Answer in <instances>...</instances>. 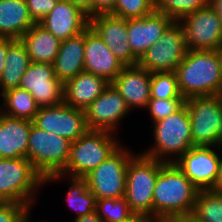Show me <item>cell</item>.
Returning a JSON list of instances; mask_svg holds the SVG:
<instances>
[{
    "instance_id": "cell-20",
    "label": "cell",
    "mask_w": 222,
    "mask_h": 222,
    "mask_svg": "<svg viewBox=\"0 0 222 222\" xmlns=\"http://www.w3.org/2000/svg\"><path fill=\"white\" fill-rule=\"evenodd\" d=\"M130 110L145 109L151 98V72L140 67L125 66L111 82Z\"/></svg>"
},
{
    "instance_id": "cell-9",
    "label": "cell",
    "mask_w": 222,
    "mask_h": 222,
    "mask_svg": "<svg viewBox=\"0 0 222 222\" xmlns=\"http://www.w3.org/2000/svg\"><path fill=\"white\" fill-rule=\"evenodd\" d=\"M134 152L120 146L97 168L85 176L89 190L97 199L125 196L127 165Z\"/></svg>"
},
{
    "instance_id": "cell-14",
    "label": "cell",
    "mask_w": 222,
    "mask_h": 222,
    "mask_svg": "<svg viewBox=\"0 0 222 222\" xmlns=\"http://www.w3.org/2000/svg\"><path fill=\"white\" fill-rule=\"evenodd\" d=\"M19 88L30 92L39 107L63 102L64 84L55 75L51 63L31 62L21 78Z\"/></svg>"
},
{
    "instance_id": "cell-4",
    "label": "cell",
    "mask_w": 222,
    "mask_h": 222,
    "mask_svg": "<svg viewBox=\"0 0 222 222\" xmlns=\"http://www.w3.org/2000/svg\"><path fill=\"white\" fill-rule=\"evenodd\" d=\"M115 135L108 131L88 129L71 143L68 162L61 174L74 177L87 176L123 145Z\"/></svg>"
},
{
    "instance_id": "cell-21",
    "label": "cell",
    "mask_w": 222,
    "mask_h": 222,
    "mask_svg": "<svg viewBox=\"0 0 222 222\" xmlns=\"http://www.w3.org/2000/svg\"><path fill=\"white\" fill-rule=\"evenodd\" d=\"M32 123L0 112V158H26Z\"/></svg>"
},
{
    "instance_id": "cell-6",
    "label": "cell",
    "mask_w": 222,
    "mask_h": 222,
    "mask_svg": "<svg viewBox=\"0 0 222 222\" xmlns=\"http://www.w3.org/2000/svg\"><path fill=\"white\" fill-rule=\"evenodd\" d=\"M165 162L142 153L130 158L126 172L125 199L133 213L153 216V192Z\"/></svg>"
},
{
    "instance_id": "cell-36",
    "label": "cell",
    "mask_w": 222,
    "mask_h": 222,
    "mask_svg": "<svg viewBox=\"0 0 222 222\" xmlns=\"http://www.w3.org/2000/svg\"><path fill=\"white\" fill-rule=\"evenodd\" d=\"M25 207L24 204L0 201V222H22Z\"/></svg>"
},
{
    "instance_id": "cell-32",
    "label": "cell",
    "mask_w": 222,
    "mask_h": 222,
    "mask_svg": "<svg viewBox=\"0 0 222 222\" xmlns=\"http://www.w3.org/2000/svg\"><path fill=\"white\" fill-rule=\"evenodd\" d=\"M150 92L156 99L183 98L175 72H152Z\"/></svg>"
},
{
    "instance_id": "cell-47",
    "label": "cell",
    "mask_w": 222,
    "mask_h": 222,
    "mask_svg": "<svg viewBox=\"0 0 222 222\" xmlns=\"http://www.w3.org/2000/svg\"><path fill=\"white\" fill-rule=\"evenodd\" d=\"M157 222H172V218L166 220H158Z\"/></svg>"
},
{
    "instance_id": "cell-41",
    "label": "cell",
    "mask_w": 222,
    "mask_h": 222,
    "mask_svg": "<svg viewBox=\"0 0 222 222\" xmlns=\"http://www.w3.org/2000/svg\"><path fill=\"white\" fill-rule=\"evenodd\" d=\"M208 5L217 13L222 22V0H209Z\"/></svg>"
},
{
    "instance_id": "cell-11",
    "label": "cell",
    "mask_w": 222,
    "mask_h": 222,
    "mask_svg": "<svg viewBox=\"0 0 222 222\" xmlns=\"http://www.w3.org/2000/svg\"><path fill=\"white\" fill-rule=\"evenodd\" d=\"M178 22L184 29L188 50H222V22L209 5Z\"/></svg>"
},
{
    "instance_id": "cell-27",
    "label": "cell",
    "mask_w": 222,
    "mask_h": 222,
    "mask_svg": "<svg viewBox=\"0 0 222 222\" xmlns=\"http://www.w3.org/2000/svg\"><path fill=\"white\" fill-rule=\"evenodd\" d=\"M68 178L70 184L69 190L66 193V202L71 209L77 214L74 218L88 215L96 211L97 198L89 190L88 183L85 177H74L55 173L44 178V186L47 183L58 181L62 178Z\"/></svg>"
},
{
    "instance_id": "cell-18",
    "label": "cell",
    "mask_w": 222,
    "mask_h": 222,
    "mask_svg": "<svg viewBox=\"0 0 222 222\" xmlns=\"http://www.w3.org/2000/svg\"><path fill=\"white\" fill-rule=\"evenodd\" d=\"M173 22L172 18L155 10L142 18L127 19V39L132 53L140 59Z\"/></svg>"
},
{
    "instance_id": "cell-7",
    "label": "cell",
    "mask_w": 222,
    "mask_h": 222,
    "mask_svg": "<svg viewBox=\"0 0 222 222\" xmlns=\"http://www.w3.org/2000/svg\"><path fill=\"white\" fill-rule=\"evenodd\" d=\"M71 143L32 123L26 158L43 178L61 173L67 165Z\"/></svg>"
},
{
    "instance_id": "cell-29",
    "label": "cell",
    "mask_w": 222,
    "mask_h": 222,
    "mask_svg": "<svg viewBox=\"0 0 222 222\" xmlns=\"http://www.w3.org/2000/svg\"><path fill=\"white\" fill-rule=\"evenodd\" d=\"M191 218L195 222H222V194L199 190Z\"/></svg>"
},
{
    "instance_id": "cell-43",
    "label": "cell",
    "mask_w": 222,
    "mask_h": 222,
    "mask_svg": "<svg viewBox=\"0 0 222 222\" xmlns=\"http://www.w3.org/2000/svg\"><path fill=\"white\" fill-rule=\"evenodd\" d=\"M73 4L80 6L83 10H87L93 3V0H67Z\"/></svg>"
},
{
    "instance_id": "cell-22",
    "label": "cell",
    "mask_w": 222,
    "mask_h": 222,
    "mask_svg": "<svg viewBox=\"0 0 222 222\" xmlns=\"http://www.w3.org/2000/svg\"><path fill=\"white\" fill-rule=\"evenodd\" d=\"M109 85L104 78L83 71L67 80L63 88V101L71 107L85 110Z\"/></svg>"
},
{
    "instance_id": "cell-38",
    "label": "cell",
    "mask_w": 222,
    "mask_h": 222,
    "mask_svg": "<svg viewBox=\"0 0 222 222\" xmlns=\"http://www.w3.org/2000/svg\"><path fill=\"white\" fill-rule=\"evenodd\" d=\"M8 51V38H0V78L4 71L6 54Z\"/></svg>"
},
{
    "instance_id": "cell-35",
    "label": "cell",
    "mask_w": 222,
    "mask_h": 222,
    "mask_svg": "<svg viewBox=\"0 0 222 222\" xmlns=\"http://www.w3.org/2000/svg\"><path fill=\"white\" fill-rule=\"evenodd\" d=\"M59 0H26L29 16L39 23L58 3Z\"/></svg>"
},
{
    "instance_id": "cell-31",
    "label": "cell",
    "mask_w": 222,
    "mask_h": 222,
    "mask_svg": "<svg viewBox=\"0 0 222 222\" xmlns=\"http://www.w3.org/2000/svg\"><path fill=\"white\" fill-rule=\"evenodd\" d=\"M96 212L103 222H123L134 214L125 197L97 199Z\"/></svg>"
},
{
    "instance_id": "cell-23",
    "label": "cell",
    "mask_w": 222,
    "mask_h": 222,
    "mask_svg": "<svg viewBox=\"0 0 222 222\" xmlns=\"http://www.w3.org/2000/svg\"><path fill=\"white\" fill-rule=\"evenodd\" d=\"M84 49L85 31L61 41L53 67L63 84L84 71Z\"/></svg>"
},
{
    "instance_id": "cell-25",
    "label": "cell",
    "mask_w": 222,
    "mask_h": 222,
    "mask_svg": "<svg viewBox=\"0 0 222 222\" xmlns=\"http://www.w3.org/2000/svg\"><path fill=\"white\" fill-rule=\"evenodd\" d=\"M20 40L25 45L31 62L53 64L61 41L39 23H35Z\"/></svg>"
},
{
    "instance_id": "cell-19",
    "label": "cell",
    "mask_w": 222,
    "mask_h": 222,
    "mask_svg": "<svg viewBox=\"0 0 222 222\" xmlns=\"http://www.w3.org/2000/svg\"><path fill=\"white\" fill-rule=\"evenodd\" d=\"M125 66L89 26L85 30L84 71L111 83Z\"/></svg>"
},
{
    "instance_id": "cell-40",
    "label": "cell",
    "mask_w": 222,
    "mask_h": 222,
    "mask_svg": "<svg viewBox=\"0 0 222 222\" xmlns=\"http://www.w3.org/2000/svg\"><path fill=\"white\" fill-rule=\"evenodd\" d=\"M73 222H103L102 219L98 216L97 212L94 211L88 215L74 218Z\"/></svg>"
},
{
    "instance_id": "cell-16",
    "label": "cell",
    "mask_w": 222,
    "mask_h": 222,
    "mask_svg": "<svg viewBox=\"0 0 222 222\" xmlns=\"http://www.w3.org/2000/svg\"><path fill=\"white\" fill-rule=\"evenodd\" d=\"M90 27L124 66L138 65L139 59L132 53L127 39V19L100 14L90 18Z\"/></svg>"
},
{
    "instance_id": "cell-45",
    "label": "cell",
    "mask_w": 222,
    "mask_h": 222,
    "mask_svg": "<svg viewBox=\"0 0 222 222\" xmlns=\"http://www.w3.org/2000/svg\"><path fill=\"white\" fill-rule=\"evenodd\" d=\"M172 222H195L191 217L172 218Z\"/></svg>"
},
{
    "instance_id": "cell-37",
    "label": "cell",
    "mask_w": 222,
    "mask_h": 222,
    "mask_svg": "<svg viewBox=\"0 0 222 222\" xmlns=\"http://www.w3.org/2000/svg\"><path fill=\"white\" fill-rule=\"evenodd\" d=\"M116 0H93L92 5L86 10L89 18L100 14H111L115 8Z\"/></svg>"
},
{
    "instance_id": "cell-26",
    "label": "cell",
    "mask_w": 222,
    "mask_h": 222,
    "mask_svg": "<svg viewBox=\"0 0 222 222\" xmlns=\"http://www.w3.org/2000/svg\"><path fill=\"white\" fill-rule=\"evenodd\" d=\"M31 61L25 45L20 39L8 38V51L4 71L0 78V95L8 90L18 88L23 74Z\"/></svg>"
},
{
    "instance_id": "cell-17",
    "label": "cell",
    "mask_w": 222,
    "mask_h": 222,
    "mask_svg": "<svg viewBox=\"0 0 222 222\" xmlns=\"http://www.w3.org/2000/svg\"><path fill=\"white\" fill-rule=\"evenodd\" d=\"M39 24L63 41L84 32L90 26V18L80 6L59 0Z\"/></svg>"
},
{
    "instance_id": "cell-13",
    "label": "cell",
    "mask_w": 222,
    "mask_h": 222,
    "mask_svg": "<svg viewBox=\"0 0 222 222\" xmlns=\"http://www.w3.org/2000/svg\"><path fill=\"white\" fill-rule=\"evenodd\" d=\"M216 146H193L174 164L199 189H211L217 179L221 156Z\"/></svg>"
},
{
    "instance_id": "cell-24",
    "label": "cell",
    "mask_w": 222,
    "mask_h": 222,
    "mask_svg": "<svg viewBox=\"0 0 222 222\" xmlns=\"http://www.w3.org/2000/svg\"><path fill=\"white\" fill-rule=\"evenodd\" d=\"M34 24L26 0H0V38L20 39Z\"/></svg>"
},
{
    "instance_id": "cell-42",
    "label": "cell",
    "mask_w": 222,
    "mask_h": 222,
    "mask_svg": "<svg viewBox=\"0 0 222 222\" xmlns=\"http://www.w3.org/2000/svg\"><path fill=\"white\" fill-rule=\"evenodd\" d=\"M214 192L222 194V163L220 165L219 173L214 186L211 188Z\"/></svg>"
},
{
    "instance_id": "cell-1",
    "label": "cell",
    "mask_w": 222,
    "mask_h": 222,
    "mask_svg": "<svg viewBox=\"0 0 222 222\" xmlns=\"http://www.w3.org/2000/svg\"><path fill=\"white\" fill-rule=\"evenodd\" d=\"M175 73L185 100L222 95V50H188Z\"/></svg>"
},
{
    "instance_id": "cell-10",
    "label": "cell",
    "mask_w": 222,
    "mask_h": 222,
    "mask_svg": "<svg viewBox=\"0 0 222 222\" xmlns=\"http://www.w3.org/2000/svg\"><path fill=\"white\" fill-rule=\"evenodd\" d=\"M188 49L181 24L174 21L161 38L139 59L138 65L149 72H175Z\"/></svg>"
},
{
    "instance_id": "cell-5",
    "label": "cell",
    "mask_w": 222,
    "mask_h": 222,
    "mask_svg": "<svg viewBox=\"0 0 222 222\" xmlns=\"http://www.w3.org/2000/svg\"><path fill=\"white\" fill-rule=\"evenodd\" d=\"M44 178L27 158H0V201L36 203Z\"/></svg>"
},
{
    "instance_id": "cell-28",
    "label": "cell",
    "mask_w": 222,
    "mask_h": 222,
    "mask_svg": "<svg viewBox=\"0 0 222 222\" xmlns=\"http://www.w3.org/2000/svg\"><path fill=\"white\" fill-rule=\"evenodd\" d=\"M0 112L12 118L26 119L33 121L38 112L39 106L32 94L21 88H14L3 92L0 95Z\"/></svg>"
},
{
    "instance_id": "cell-30",
    "label": "cell",
    "mask_w": 222,
    "mask_h": 222,
    "mask_svg": "<svg viewBox=\"0 0 222 222\" xmlns=\"http://www.w3.org/2000/svg\"><path fill=\"white\" fill-rule=\"evenodd\" d=\"M209 0H155V11L163 13L174 21H180L192 12L204 8Z\"/></svg>"
},
{
    "instance_id": "cell-12",
    "label": "cell",
    "mask_w": 222,
    "mask_h": 222,
    "mask_svg": "<svg viewBox=\"0 0 222 222\" xmlns=\"http://www.w3.org/2000/svg\"><path fill=\"white\" fill-rule=\"evenodd\" d=\"M33 124L71 142L88 130L85 111L68 106L64 101L54 106L39 107Z\"/></svg>"
},
{
    "instance_id": "cell-44",
    "label": "cell",
    "mask_w": 222,
    "mask_h": 222,
    "mask_svg": "<svg viewBox=\"0 0 222 222\" xmlns=\"http://www.w3.org/2000/svg\"><path fill=\"white\" fill-rule=\"evenodd\" d=\"M31 206H33V205H26V207H25V209H24V212H23V215H22V222H30L31 220H30V212H31ZM45 222H47V221H45Z\"/></svg>"
},
{
    "instance_id": "cell-3",
    "label": "cell",
    "mask_w": 222,
    "mask_h": 222,
    "mask_svg": "<svg viewBox=\"0 0 222 222\" xmlns=\"http://www.w3.org/2000/svg\"><path fill=\"white\" fill-rule=\"evenodd\" d=\"M152 128L155 141L153 146L142 153L146 156L165 163H175L194 146L191 119L185 104L177 112L152 123Z\"/></svg>"
},
{
    "instance_id": "cell-15",
    "label": "cell",
    "mask_w": 222,
    "mask_h": 222,
    "mask_svg": "<svg viewBox=\"0 0 222 222\" xmlns=\"http://www.w3.org/2000/svg\"><path fill=\"white\" fill-rule=\"evenodd\" d=\"M89 130L114 133L119 122L131 111L124 98L109 83L104 91L84 110Z\"/></svg>"
},
{
    "instance_id": "cell-8",
    "label": "cell",
    "mask_w": 222,
    "mask_h": 222,
    "mask_svg": "<svg viewBox=\"0 0 222 222\" xmlns=\"http://www.w3.org/2000/svg\"><path fill=\"white\" fill-rule=\"evenodd\" d=\"M194 146H216L222 133V95L185 100Z\"/></svg>"
},
{
    "instance_id": "cell-2",
    "label": "cell",
    "mask_w": 222,
    "mask_h": 222,
    "mask_svg": "<svg viewBox=\"0 0 222 222\" xmlns=\"http://www.w3.org/2000/svg\"><path fill=\"white\" fill-rule=\"evenodd\" d=\"M198 192L174 163H165L155 183L153 217L158 220L191 217Z\"/></svg>"
},
{
    "instance_id": "cell-46",
    "label": "cell",
    "mask_w": 222,
    "mask_h": 222,
    "mask_svg": "<svg viewBox=\"0 0 222 222\" xmlns=\"http://www.w3.org/2000/svg\"><path fill=\"white\" fill-rule=\"evenodd\" d=\"M217 149H222V133L220 135V138L218 140V144L216 145Z\"/></svg>"
},
{
    "instance_id": "cell-39",
    "label": "cell",
    "mask_w": 222,
    "mask_h": 222,
    "mask_svg": "<svg viewBox=\"0 0 222 222\" xmlns=\"http://www.w3.org/2000/svg\"><path fill=\"white\" fill-rule=\"evenodd\" d=\"M157 221L158 219L151 215L134 213L123 222H157Z\"/></svg>"
},
{
    "instance_id": "cell-33",
    "label": "cell",
    "mask_w": 222,
    "mask_h": 222,
    "mask_svg": "<svg viewBox=\"0 0 222 222\" xmlns=\"http://www.w3.org/2000/svg\"><path fill=\"white\" fill-rule=\"evenodd\" d=\"M155 10V0H116L114 16L130 19L142 18Z\"/></svg>"
},
{
    "instance_id": "cell-34",
    "label": "cell",
    "mask_w": 222,
    "mask_h": 222,
    "mask_svg": "<svg viewBox=\"0 0 222 222\" xmlns=\"http://www.w3.org/2000/svg\"><path fill=\"white\" fill-rule=\"evenodd\" d=\"M185 104L184 98L156 99L150 98L146 111L151 116L152 123L163 120L170 114L177 112Z\"/></svg>"
}]
</instances>
